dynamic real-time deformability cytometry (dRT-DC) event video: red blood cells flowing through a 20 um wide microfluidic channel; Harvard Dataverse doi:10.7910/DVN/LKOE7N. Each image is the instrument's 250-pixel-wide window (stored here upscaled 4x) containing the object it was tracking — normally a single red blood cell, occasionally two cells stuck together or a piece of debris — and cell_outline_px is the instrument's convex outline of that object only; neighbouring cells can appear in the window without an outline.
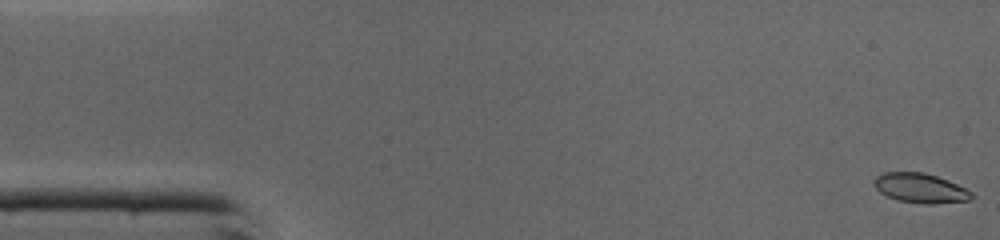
{"species": "common noctule bat (a hibernating species)", "species_latin": "Nyctalus noctula", "temperature_condition": "cold", "stored_images_in_passage": 13, "camera_frame_rate_fps": 3000, "um_per_image_px": 0.085, "animal": {"sex": "male", "body_mass_g": 19.0, "forearm_length_mm": 50.8}, "frame": {"image": 1, "passage_image": 1, "time_ms": 0.0, "image_size_px": [1000, 240], "cell_outline_px": [[972, 196], [968, 200], [932, 204], [928, 204], [896, 200], [880, 192], [876, 188], [876, 176], [884, 172], [924, 172], [948, 180], [972, 192]], "centroid_in_image_um": [78.23, 15.98], "position_along_channel_um": 6.8, "area_um2": 16.47}}
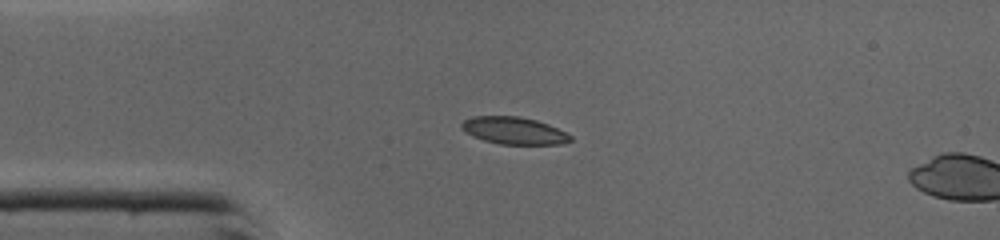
{"frame": {"image": 2, "passage_image": 11, "time_ms": 3.333, "image_size_px": [1000, 240], "cell_outline_px": [[572, 140], [560, 144], [500, 144], [484, 140], [472, 136], [464, 132], [460, 128], [460, 124], [464, 120], [472, 116], [520, 116], [536, 120], [548, 124], [572, 136]], "centroid_in_image_um": [43.63, 11.09], "position_along_channel_um": 41.4, "area_um2": 17.28}}